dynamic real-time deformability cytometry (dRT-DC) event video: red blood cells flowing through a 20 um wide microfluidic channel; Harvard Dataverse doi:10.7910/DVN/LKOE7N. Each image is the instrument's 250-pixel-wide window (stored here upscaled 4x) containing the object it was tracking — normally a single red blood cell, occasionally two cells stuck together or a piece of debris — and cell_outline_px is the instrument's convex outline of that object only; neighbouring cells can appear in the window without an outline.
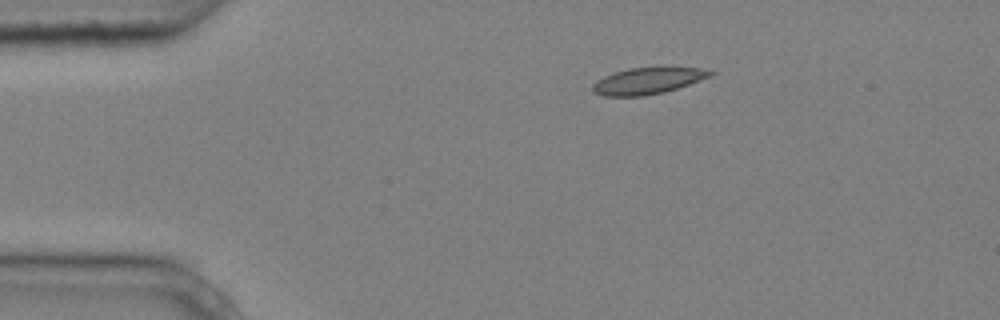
{"species": "common noctule bat (a hibernating species)", "species_latin": "Nyctalus noctula", "temperature_condition": "cold", "stored_images_in_passage": 5, "camera_frame_rate_fps": 3000, "um_per_image_px": 0.085, "animal": {"sex": "male", "body_mass_g": 20.4}, "frame": {"image": 1, "passage_image": 1, "time_ms": 0.0, "image_size_px": [1000, 320], "cell_outline_px": [[716, 72], [712, 76], [664, 92], [644, 96], [604, 96], [592, 92], [592, 84], [596, 80], [612, 72], [628, 68], [700, 68]], "centroid_in_image_um": [55.0, 6.88], "position_along_channel_um": 30.0, "area_um2": 18.03}}
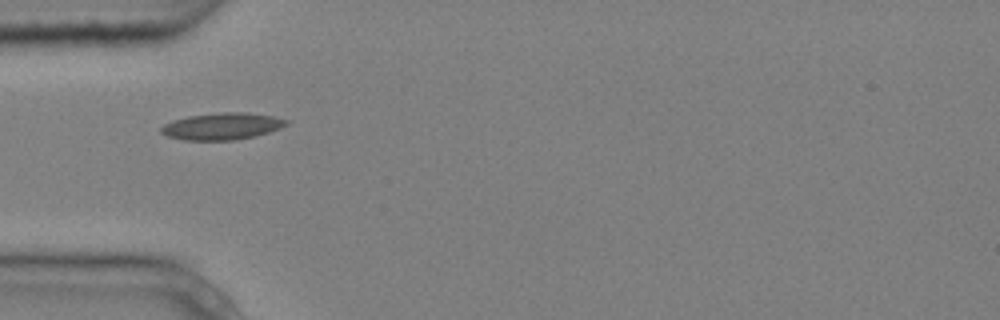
{"frame": {"image": 2, "passage_image": 3, "time_ms": 0.667, "image_size_px": [1000, 320], "cell_outline_px": [[292, 120], [288, 124], [280, 128], [256, 136], [236, 140], [184, 140], [168, 136], [160, 132], [160, 128], [164, 124], [172, 120], [188, 116], [224, 112], [244, 112], [272, 116]], "centroid_in_image_um": [18.89, 10.73], "position_along_channel_um": 66.1, "area_um2": 19.65}}
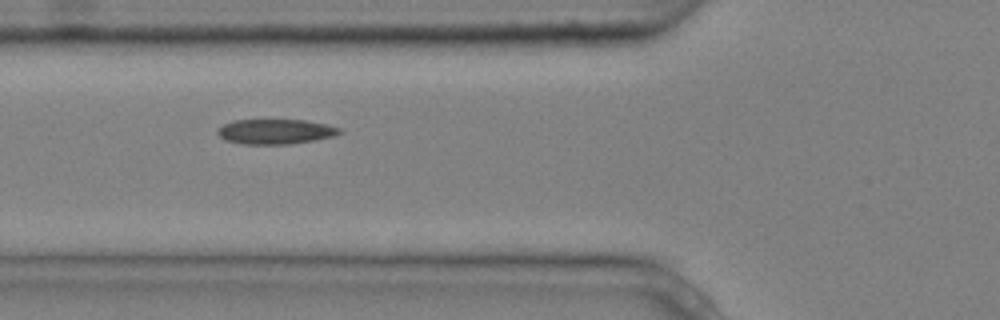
{"frame": {"image": 3, "passage_image": 4, "time_ms": 1.0, "image_size_px": [1000, 320], "cell_outline_px": [[344, 132], [336, 136], [316, 140], [288, 144], [240, 144], [224, 140], [216, 132], [224, 124], [236, 120], [304, 120], [328, 124], [340, 128]], "centroid_in_image_um": [23.47, 11.19], "position_along_channel_um": 102.3, "area_um2": 17.86}}